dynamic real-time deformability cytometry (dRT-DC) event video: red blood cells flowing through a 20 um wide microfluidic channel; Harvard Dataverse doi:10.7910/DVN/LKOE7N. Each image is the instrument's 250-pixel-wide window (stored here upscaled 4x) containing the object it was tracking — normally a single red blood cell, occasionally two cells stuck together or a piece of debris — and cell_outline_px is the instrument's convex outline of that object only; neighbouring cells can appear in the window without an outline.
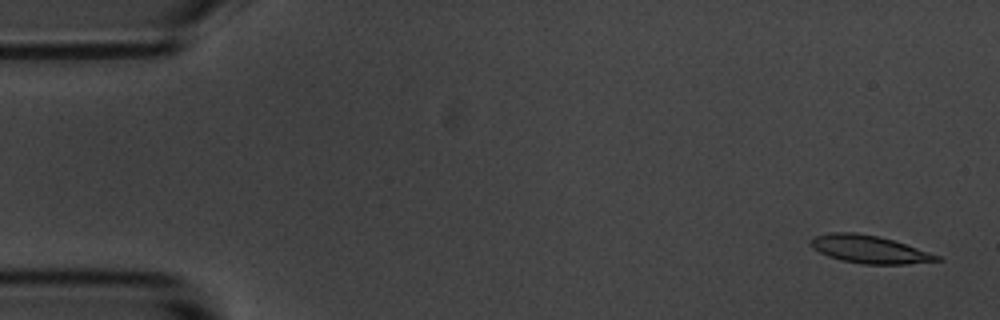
{"species": "common noctule bat (a hibernating species)", "species_latin": "Nyctalus noctula", "temperature_condition": "room temperature", "stored_images_in_passage": 5, "camera_frame_rate_fps": 3000, "um_per_image_px": 0.085, "animal": {"sex": "male", "body_mass_g": 20.1, "forearm_length_mm": 53.5}, "frame": {"image": 1, "passage_image": 1, "time_ms": 0.0, "image_size_px": [1000, 320], "cell_outline_px": [[944, 260], [904, 264], [864, 264], [840, 260], [828, 256], [812, 248], [808, 244], [816, 236], [832, 232], [856, 232], [880, 236], [940, 256]], "centroid_in_image_um": [73.86, 21.19], "position_along_channel_um": 11.1, "area_um2": 20.23}}
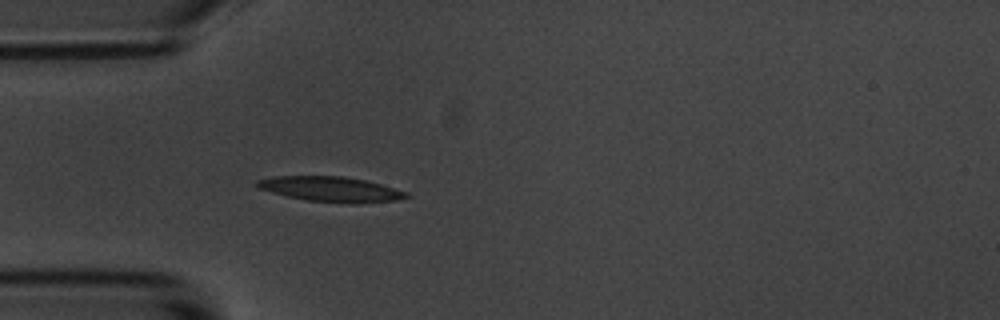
{"frame": {"image": 2, "passage_image": 5, "time_ms": 4.667, "image_size_px": [1000, 320], "cell_outline_px": [[412, 196], [396, 200], [356, 204], [348, 204], [308, 200], [288, 196], [272, 192], [260, 188], [252, 184], [256, 180], [272, 176], [344, 176], [368, 180], [408, 192]], "centroid_in_image_um": [28.16, 16.07], "position_along_channel_um": 56.8, "area_um2": 22.08}}